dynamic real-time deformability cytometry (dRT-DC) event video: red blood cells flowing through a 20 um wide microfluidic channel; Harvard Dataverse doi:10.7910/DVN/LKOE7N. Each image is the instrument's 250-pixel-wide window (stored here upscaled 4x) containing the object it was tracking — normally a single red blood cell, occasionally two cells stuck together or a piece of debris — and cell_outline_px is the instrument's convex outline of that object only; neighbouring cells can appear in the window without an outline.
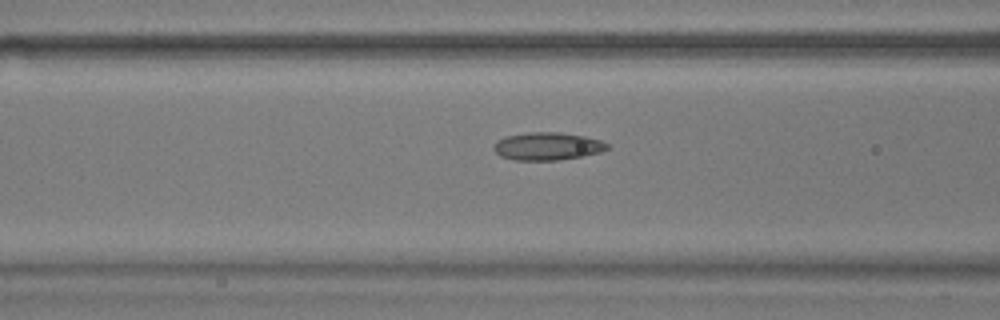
{"species": "common noctule bat (a hibernating species)", "species_latin": "Nyctalus noctula", "temperature_condition": "warm", "stored_images_in_passage": 43, "camera_frame_rate_fps": 3000, "um_per_image_px": 0.085, "animal": {"sex": "male", "body_mass_g": 17.9}, "frame": {"image": 1, "passage_image": 11, "time_ms": 3.333, "image_size_px": [1000, 320], "cell_outline_px": [[608, 148], [600, 152], [584, 156], [556, 160], [516, 160], [500, 156], [492, 148], [492, 144], [496, 140], [504, 136], [528, 132], [556, 132], [584, 136], [600, 140], [608, 144]], "centroid_in_image_um": [46.47, 12.43], "position_along_channel_um": 120.1, "area_um2": 18.44}}
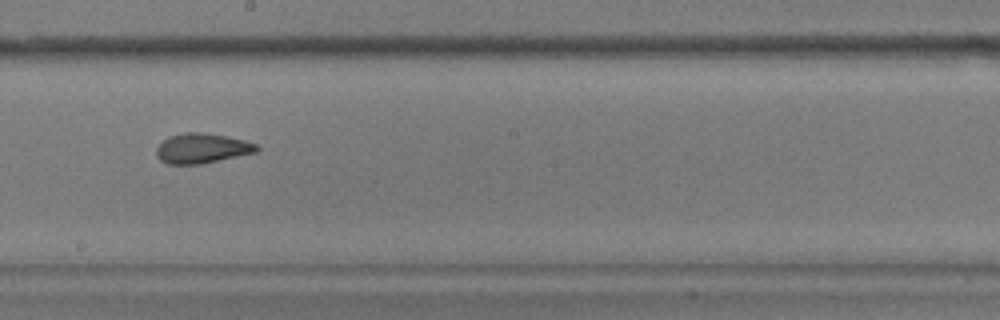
{"frame": {"image": 2, "passage_image": 20, "time_ms": 6.333, "image_size_px": [1000, 320], "cell_outline_px": [[260, 148], [256, 152], [200, 164], [168, 164], [160, 160], [156, 156], [156, 148], [168, 136], [184, 132], [200, 132], [224, 136], [244, 140], [256, 144]], "centroid_in_image_um": [17.13, 12.6], "position_along_channel_um": 231.1, "area_um2": 17.34}}
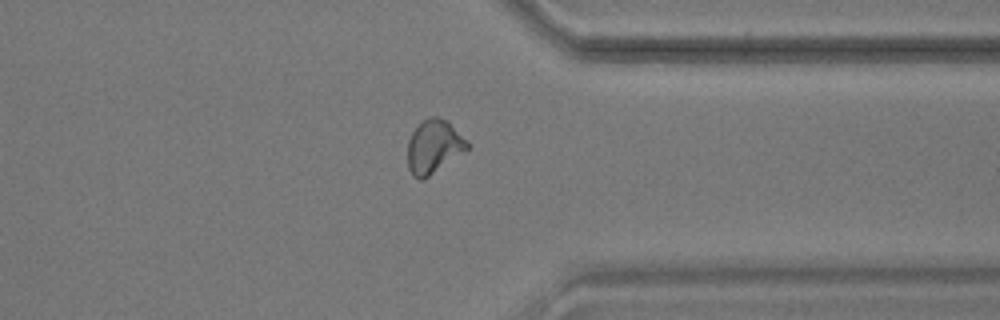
{"frame": {"image": 3, "passage_image": 32, "time_ms": 10.333, "image_size_px": [1000, 320], "cell_outline_px": [[468, 148], [428, 176], [420, 180], [412, 176], [408, 168], [408, 140], [412, 132], [420, 120], [428, 116], [436, 116], [444, 120], [468, 140]], "centroid_in_image_um": [36.82, 12.44], "position_along_channel_um": 374.6, "area_um2": 18.26}}